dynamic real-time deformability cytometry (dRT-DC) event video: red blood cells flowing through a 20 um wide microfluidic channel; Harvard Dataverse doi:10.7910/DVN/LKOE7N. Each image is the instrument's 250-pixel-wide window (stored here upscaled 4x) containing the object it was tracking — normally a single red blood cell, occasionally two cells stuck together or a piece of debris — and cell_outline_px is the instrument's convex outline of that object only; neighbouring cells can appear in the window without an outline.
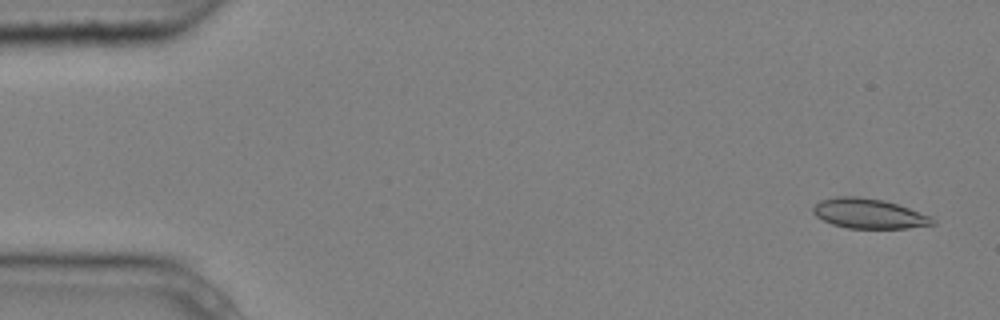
{"species": "common noctule bat (a hibernating species)", "species_latin": "Nyctalus noctula", "temperature_condition": "cold", "stored_images_in_passage": 5, "camera_frame_rate_fps": 3000, "um_per_image_px": 0.085, "animal": {"sex": "male", "body_mass_g": 20.4}, "frame": {"image": 1, "passage_image": 1, "time_ms": 0.0, "image_size_px": [1000, 320], "cell_outline_px": [[936, 224], [908, 228], [848, 228], [832, 224], [816, 216], [812, 212], [812, 208], [820, 200], [836, 196], [860, 196], [884, 200], [932, 216], [936, 220]], "centroid_in_image_um": [73.86, 18.15], "position_along_channel_um": 11.1, "area_um2": 20.87}}
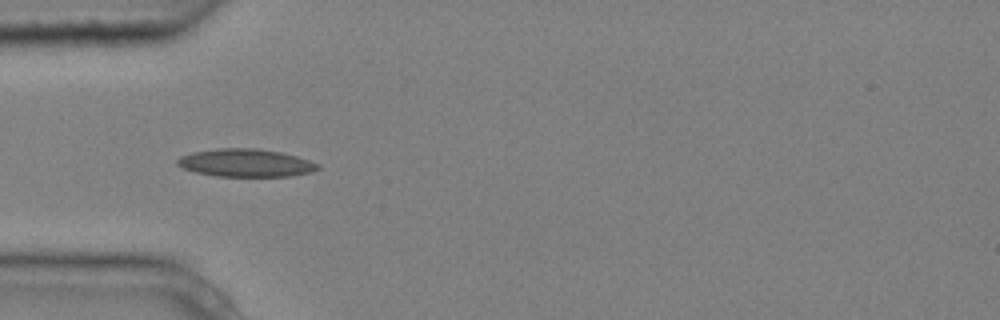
{"frame": {"image": 2, "passage_image": 5, "time_ms": 1.333, "image_size_px": [1000, 320], "cell_outline_px": [[320, 168], [312, 172], [292, 176], [216, 176], [196, 172], [184, 168], [176, 164], [176, 160], [180, 156], [192, 152], [216, 148], [256, 148], [280, 152], [296, 156], [320, 164]], "centroid_in_image_um": [20.89, 13.84], "position_along_channel_um": 64.1, "area_um2": 22.83}}